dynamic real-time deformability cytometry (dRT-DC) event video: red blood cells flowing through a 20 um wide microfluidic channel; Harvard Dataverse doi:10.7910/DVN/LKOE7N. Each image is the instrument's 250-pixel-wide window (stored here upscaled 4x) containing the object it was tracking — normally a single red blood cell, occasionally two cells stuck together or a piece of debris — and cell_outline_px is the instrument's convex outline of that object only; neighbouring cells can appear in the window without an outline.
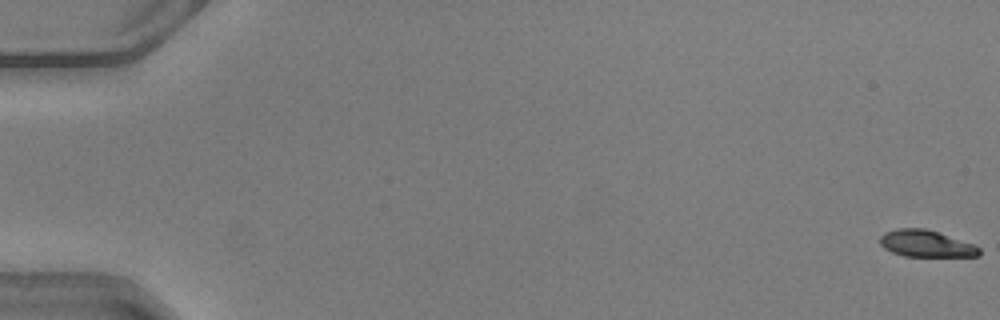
{"species": "common noctule bat (a hibernating species)", "species_latin": "Nyctalus noctula", "temperature_condition": "warm", "stored_images_in_passage": 51, "camera_frame_rate_fps": 3000, "um_per_image_px": 0.085, "animal": {"sex": "male", "body_mass_g": 20.5, "forearm_length_mm": 52.5}, "frame": {"image": 1, "passage_image": 1, "time_ms": 0.0, "image_size_px": [1000, 320], "cell_outline_px": [[980, 256], [904, 256], [892, 252], [884, 248], [880, 244], [880, 236], [884, 232], [896, 228], [924, 228], [940, 232], [972, 244], [980, 248]], "centroid_in_image_um": [78.69, 20.7], "position_along_channel_um": 6.3, "area_um2": 15.49}}
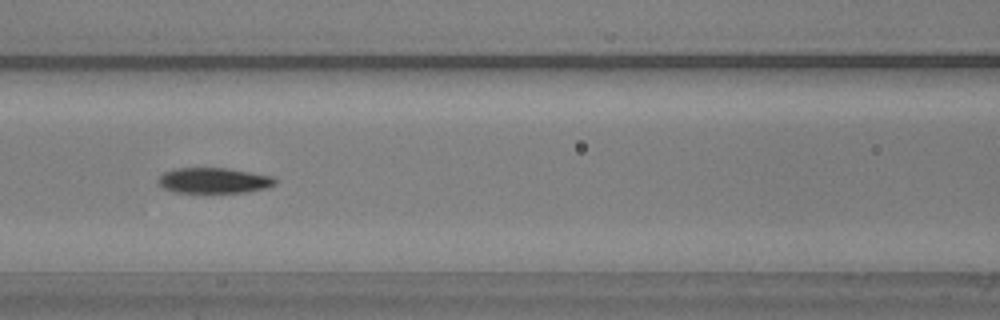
{"frame": {"image": 2, "passage_image": 24, "time_ms": 7.667, "image_size_px": [1000, 320], "cell_outline_px": [[276, 184], [268, 188], [244, 192], [172, 192], [156, 184], [156, 180], [164, 172], [172, 168], [228, 168], [272, 176], [276, 180]], "centroid_in_image_um": [18.13, 15.34], "position_along_channel_um": 148.5, "area_um2": 17.51}}
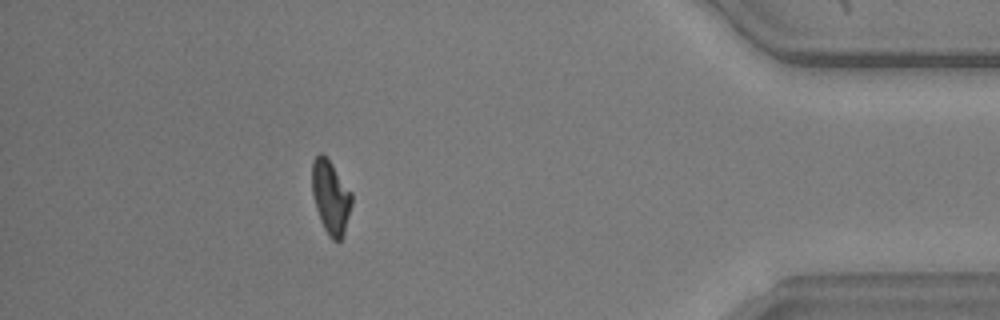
{"frame": {"image": 3, "passage_image": 46, "time_ms": 15.0, "image_size_px": [1000, 320], "cell_outline_px": [[352, 204], [344, 232], [340, 240], [332, 240], [328, 236], [320, 220], [312, 196], [312, 160], [320, 152], [324, 152], [352, 192]], "centroid_in_image_um": [28.1, 16.71], "position_along_channel_um": 407.1, "area_um2": 17.17}, "authors_computed_cell_mechanics": {"area_um2": 17.6868, "velocity_mm_per_s": 4.1135, "shape_relaxation_time_tau1_ms": 3.8757, "shape_relaxation_time_tau2_ms": null, "deformation_change_tau1": 0.1836, "deformation_change_tau2": null}}